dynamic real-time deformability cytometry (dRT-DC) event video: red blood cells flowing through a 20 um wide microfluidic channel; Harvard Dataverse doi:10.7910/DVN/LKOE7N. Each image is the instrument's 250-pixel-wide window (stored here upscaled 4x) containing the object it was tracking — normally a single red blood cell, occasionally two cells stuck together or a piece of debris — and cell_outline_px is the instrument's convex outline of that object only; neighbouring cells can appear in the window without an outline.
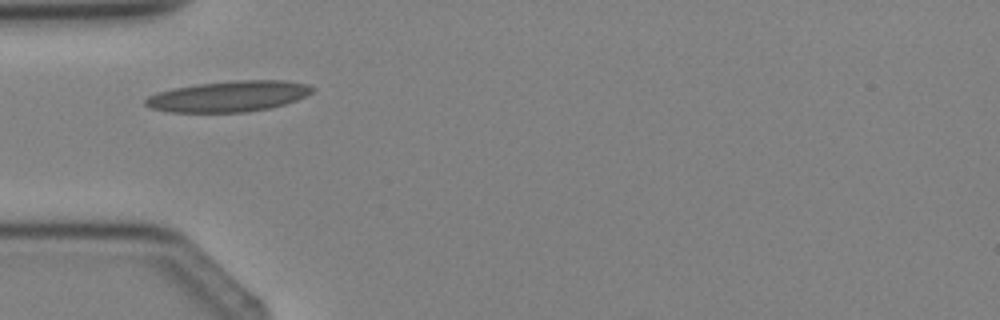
{"species": "Egyptian fruit bat (a non-hibernating species)", "species_latin": "Rousettus aegyptiacus", "temperature_condition": "cold", "stored_images_in_passage": 1, "camera_frame_rate_fps": 3000, "um_per_image_px": 0.085, "animal": {"sex": "female"}, "frame": {"image": 1, "passage_image": 1, "time_ms": 0.0, "image_size_px": [1000, 320], "cell_outline_px": [[316, 88], [312, 92], [296, 100], [284, 104], [268, 108], [244, 112], [168, 112], [152, 108], [144, 104], [144, 100], [148, 96], [156, 92], [196, 84], [236, 80], [284, 80], [308, 84]], "centroid_in_image_um": [19.43, 8.18], "position_along_channel_um": 65.6, "area_um2": 29.88}}